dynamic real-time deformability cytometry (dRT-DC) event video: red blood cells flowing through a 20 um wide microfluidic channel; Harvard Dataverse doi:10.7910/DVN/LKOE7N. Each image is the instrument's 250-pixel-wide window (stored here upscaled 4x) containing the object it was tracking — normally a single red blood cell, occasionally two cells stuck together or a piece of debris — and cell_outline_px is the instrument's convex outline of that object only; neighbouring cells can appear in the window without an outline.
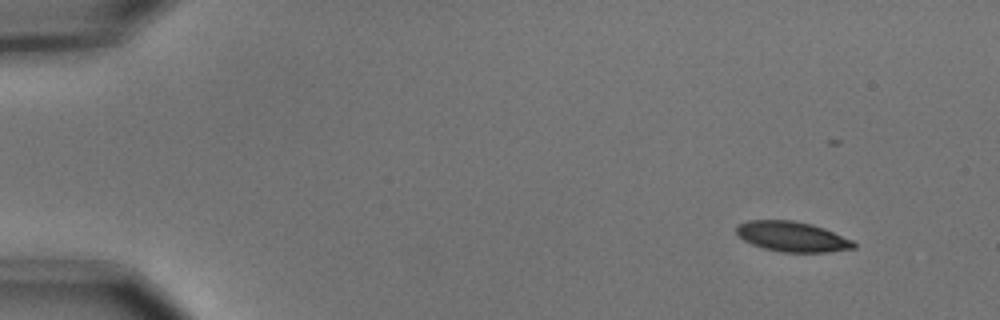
{"species": "common noctule bat (a hibernating species)", "species_latin": "Nyctalus noctula", "temperature_condition": "cold", "stored_images_in_passage": 38, "camera_frame_rate_fps": 3000, "um_per_image_px": 0.085, "animal": {"sex": "male", "body_mass_g": 15.6}, "frame": {"image": 1, "passage_image": 1, "time_ms": 0.0, "image_size_px": [1000, 320], "cell_outline_px": [[856, 248], [828, 252], [780, 252], [764, 248], [752, 244], [744, 240], [736, 232], [736, 228], [740, 224], [748, 220], [792, 220], [812, 224], [824, 228], [852, 240], [856, 244]], "centroid_in_image_um": [67.35, 20.11], "position_along_channel_um": 17.6, "area_um2": 20.52}}
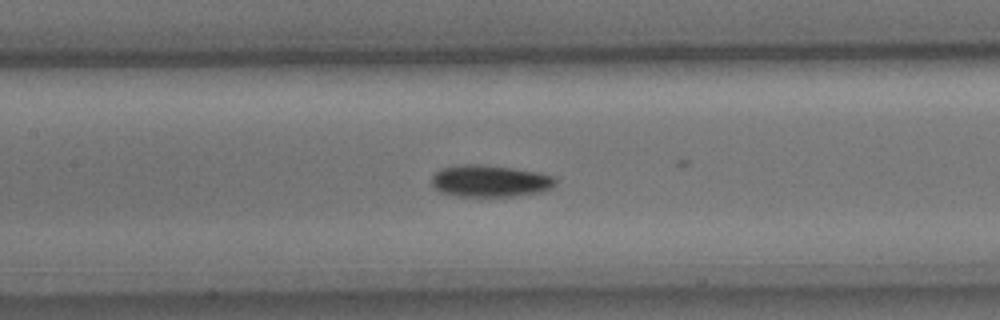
{"frame": {"image": 2, "passage_image": 22, "time_ms": 7.0, "image_size_px": [1000, 320], "cell_outline_px": [[556, 184], [552, 188], [540, 192], [516, 196], [456, 196], [440, 192], [432, 184], [432, 176], [440, 168], [456, 164], [480, 164], [516, 168], [556, 176]], "centroid_in_image_um": [41.66, 15.37], "position_along_channel_um": 165.7, "area_um2": 23.29}}
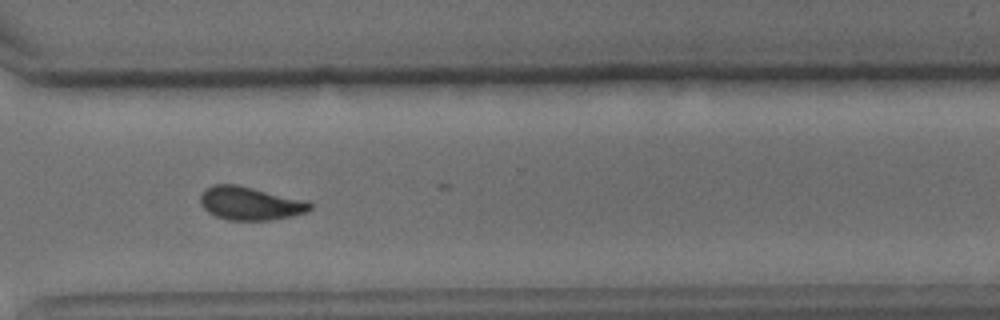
{"frame": {"image": 3, "passage_image": 37, "time_ms": 12.0, "image_size_px": [1000, 320], "cell_outline_px": [[312, 208], [308, 212], [296, 216], [272, 220], [228, 220], [216, 216], [208, 212], [200, 204], [200, 192], [204, 188], [212, 184], [236, 184], [308, 200], [312, 204]], "centroid_in_image_um": [21.28, 17.28], "position_along_channel_um": 349.3, "area_um2": 21.79}}